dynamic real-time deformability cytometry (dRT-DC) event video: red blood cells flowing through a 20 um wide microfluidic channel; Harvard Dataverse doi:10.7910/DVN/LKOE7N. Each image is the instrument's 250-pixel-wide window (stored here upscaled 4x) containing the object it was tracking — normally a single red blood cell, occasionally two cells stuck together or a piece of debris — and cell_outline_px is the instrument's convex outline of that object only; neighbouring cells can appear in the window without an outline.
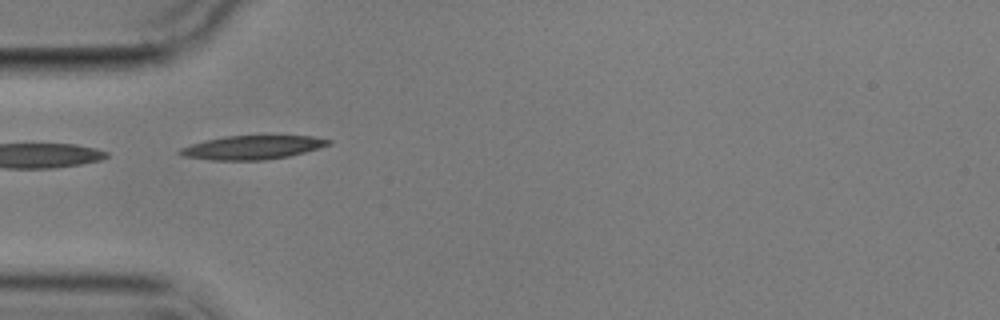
{"species": "common noctule bat (a hibernating species)", "species_latin": "Nyctalus noctula", "temperature_condition": "cold", "stored_images_in_passage": 7, "camera_frame_rate_fps": 3000, "um_per_image_px": 0.085, "animal": {"sex": "male", "body_mass_g": 17.9}, "frame": {"image": 1, "passage_image": 5, "time_ms": 4.667, "image_size_px": [1000, 320], "cell_outline_px": [[332, 144], [304, 152], [288, 156], [264, 160], [212, 160], [184, 156], [176, 152], [180, 148], [204, 140], [224, 136], [312, 136], [332, 140]], "centroid_in_image_um": [21.44, 12.53], "position_along_channel_um": 63.6, "area_um2": 20.46}}
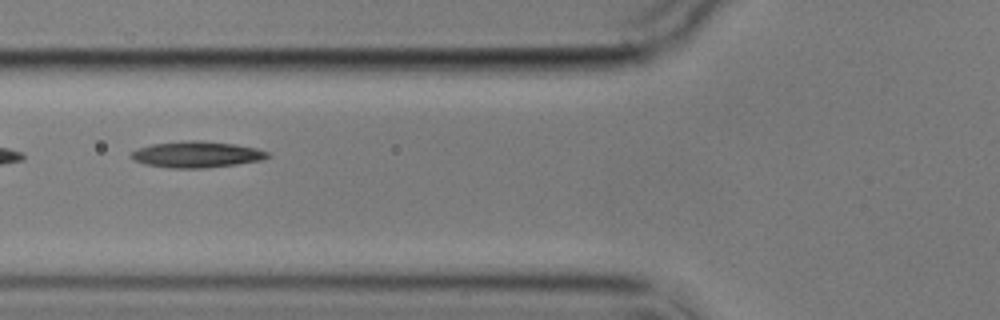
{"frame": {"image": 2, "passage_image": 6, "time_ms": 6.0, "image_size_px": [1000, 320], "cell_outline_px": [[272, 156], [264, 160], [236, 164], [204, 168], [168, 168], [144, 164], [128, 156], [132, 152], [140, 148], [152, 144], [184, 140], [200, 140], [236, 144], [256, 148], [268, 152]], "centroid_in_image_um": [16.75, 13.12], "position_along_channel_um": 109.0, "area_um2": 20.98}}
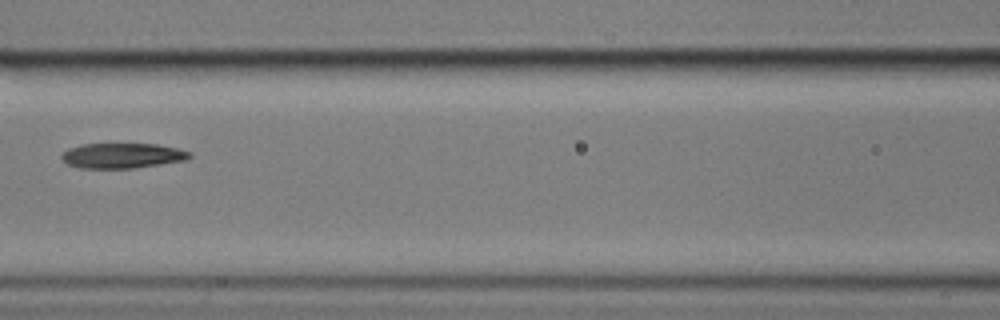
{"frame": {"image": 3, "passage_image": 7, "time_ms": 7.333, "image_size_px": [1000, 320], "cell_outline_px": [[192, 156], [188, 160], [132, 168], [80, 168], [68, 164], [60, 156], [68, 148], [84, 144], [156, 144], [176, 148], [192, 152]], "centroid_in_image_um": [10.43, 13.23], "position_along_channel_um": 156.2, "area_um2": 18.67}}